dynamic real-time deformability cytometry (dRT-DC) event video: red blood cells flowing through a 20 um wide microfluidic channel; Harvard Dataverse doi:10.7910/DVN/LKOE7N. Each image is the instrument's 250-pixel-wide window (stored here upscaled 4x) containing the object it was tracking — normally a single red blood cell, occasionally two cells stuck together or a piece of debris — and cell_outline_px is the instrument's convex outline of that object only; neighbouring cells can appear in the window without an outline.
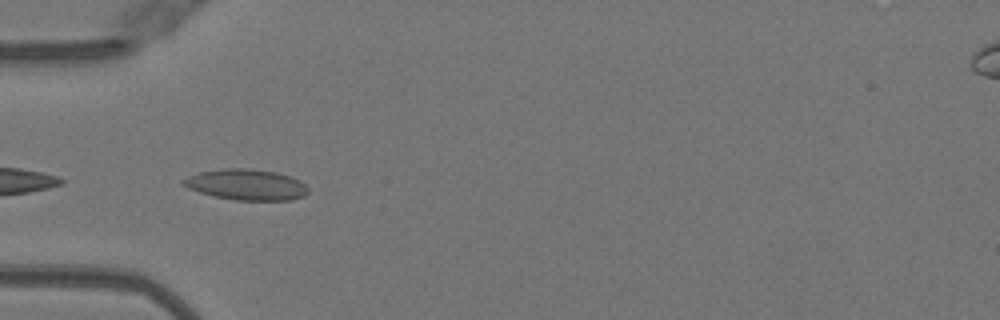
{"species": "Egyptian fruit bat (a non-hibernating species)", "species_latin": "Rousettus aegyptiacus", "temperature_condition": "warm", "stored_images_in_passage": 2, "camera_frame_rate_fps": 3000, "um_per_image_px": 0.085, "animal": {"sex": "female"}, "frame": {"image": 1, "passage_image": 1, "time_ms": 0.0, "image_size_px": [1000, 320], "cell_outline_px": [[308, 192], [304, 196], [292, 200], [236, 200], [216, 196], [200, 192], [188, 188], [180, 184], [180, 180], [188, 176], [200, 172], [224, 168], [248, 168], [276, 172], [300, 180], [308, 188]], "centroid_in_image_um": [20.92, 15.69], "position_along_channel_um": 64.1, "area_um2": 22.43}}